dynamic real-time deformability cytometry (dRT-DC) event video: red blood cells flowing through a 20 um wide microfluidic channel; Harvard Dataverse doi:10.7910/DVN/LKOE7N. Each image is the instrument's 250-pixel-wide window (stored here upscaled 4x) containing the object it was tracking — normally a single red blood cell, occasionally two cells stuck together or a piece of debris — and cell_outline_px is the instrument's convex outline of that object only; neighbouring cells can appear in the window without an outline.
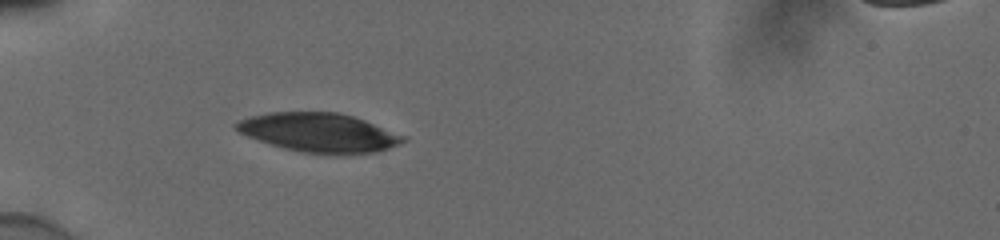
{"species": "human", "species_latin": "Homo sapiens", "temperature_condition": "cold", "stored_images_in_passage": 37, "camera_frame_rate_fps": 3000, "um_per_image_px": 0.085, "donor": {"sex": "male"}, "frame": {"image": 1, "passage_image": 1, "time_ms": 0.0, "image_size_px": [1000, 240], "cell_outline_px": [[408, 140], [400, 144], [376, 152], [300, 152], [284, 148], [248, 136], [240, 132], [232, 124], [240, 120], [252, 116], [268, 112], [336, 112], [352, 116], [364, 120], [408, 136]], "centroid_in_image_um": [27.14, 11.24], "position_along_channel_um": 57.9, "area_um2": 37.17}}
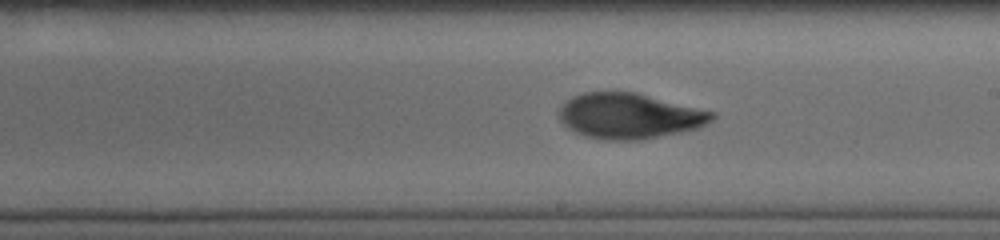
{"frame": {"image": 2, "passage_image": 16, "time_ms": 5.0, "image_size_px": [1000, 240], "cell_outline_px": [[716, 116], [712, 120], [696, 128], [680, 132], [640, 140], [604, 140], [584, 136], [568, 128], [560, 120], [560, 108], [572, 96], [584, 92], [636, 92], [716, 112]], "centroid_in_image_um": [53.5, 9.85], "position_along_channel_um": 235.5, "area_um2": 40.34}}
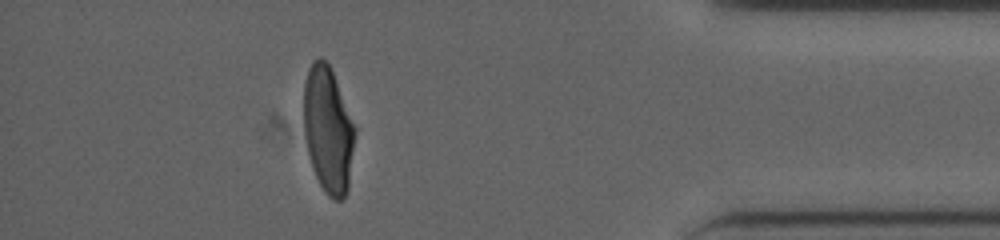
{"frame": {"image": 3, "passage_image": 32, "time_ms": 10.333, "image_size_px": [1000, 240], "cell_outline_px": [[356, 132], [348, 188], [344, 196], [340, 200], [332, 200], [328, 196], [320, 184], [312, 168], [308, 156], [304, 132], [304, 84], [308, 68], [312, 60], [320, 56], [328, 64], [332, 72], [356, 128]], "centroid_in_image_um": [27.88, 11.04], "position_along_channel_um": 407.3, "area_um2": 37.63}, "authors_computed_cell_mechanics": {"area_um2": 39.593, "velocity_mm_per_s": 3.8545, "shape_relaxation_time_tau1_ms": 5.4782, "shape_relaxation_time_tau2_ms": 1.4208, "deformation_change_tau1": 0.1824, "deformation_change_tau2": 0.0686}}